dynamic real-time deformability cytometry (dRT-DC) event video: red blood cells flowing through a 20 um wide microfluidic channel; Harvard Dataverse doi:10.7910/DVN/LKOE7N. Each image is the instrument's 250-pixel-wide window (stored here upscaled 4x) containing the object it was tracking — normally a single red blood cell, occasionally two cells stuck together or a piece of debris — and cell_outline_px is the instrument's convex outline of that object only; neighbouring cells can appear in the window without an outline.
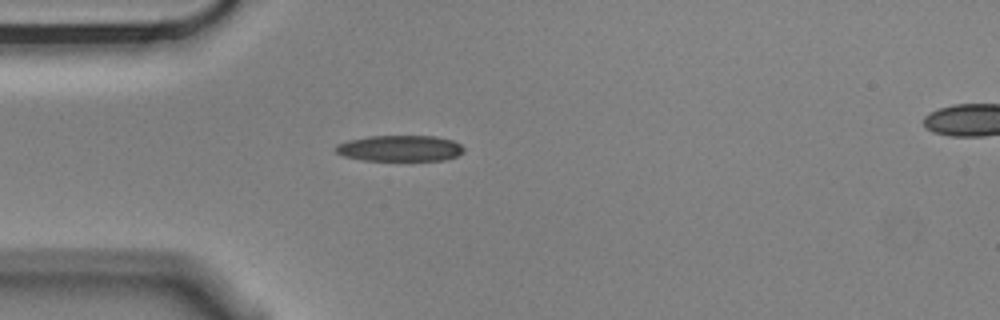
{"species": "Egyptian fruit bat (a non-hibernating species)", "species_latin": "Rousettus aegyptiacus", "temperature_condition": "cold", "stored_images_in_passage": 3, "camera_frame_rate_fps": 3000, "um_per_image_px": 0.085, "animal": {"sex": "male"}, "frame": {"image": 1, "passage_image": 3, "time_ms": 0.667, "image_size_px": [1000, 320], "cell_outline_px": [[464, 152], [456, 156], [444, 160], [364, 160], [344, 156], [336, 152], [336, 144], [348, 140], [368, 136], [436, 136], [452, 140], [460, 144], [464, 148]], "centroid_in_image_um": [34.0, 12.6], "position_along_channel_um": 51.0, "area_um2": 19.36}}